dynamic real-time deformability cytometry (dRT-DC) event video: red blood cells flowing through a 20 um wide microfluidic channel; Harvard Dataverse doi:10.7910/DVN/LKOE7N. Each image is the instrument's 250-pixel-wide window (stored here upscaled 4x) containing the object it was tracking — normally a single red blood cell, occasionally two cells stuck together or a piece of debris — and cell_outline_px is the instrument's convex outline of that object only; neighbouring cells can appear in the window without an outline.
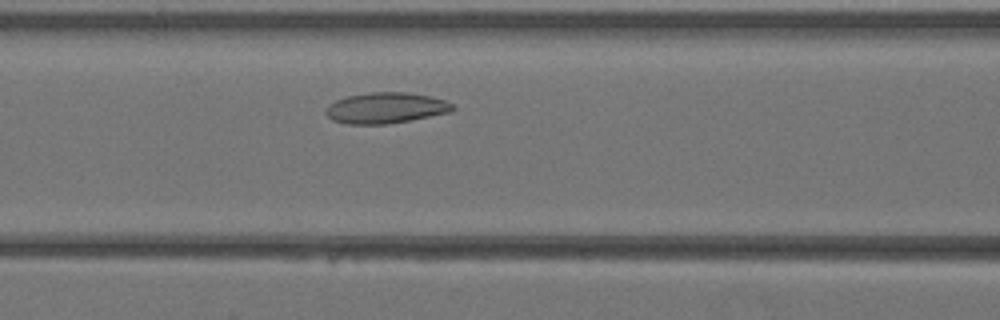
{"species": "Egyptian fruit bat (a non-hibernating species)", "species_latin": "Rousettus aegyptiacus", "temperature_condition": "warm", "stored_images_in_passage": 33, "camera_frame_rate_fps": 3000, "um_per_image_px": 0.085, "animal": {"sex": "female"}, "frame": {"image": 1, "passage_image": 9, "time_ms": 2.667, "image_size_px": [1000, 320], "cell_outline_px": [[456, 108], [452, 112], [388, 124], [344, 124], [332, 120], [324, 112], [328, 104], [336, 100], [348, 96], [372, 92], [404, 92], [432, 96], [448, 100]], "centroid_in_image_um": [32.81, 9.17], "position_along_channel_um": 133.8, "area_um2": 23.0}}
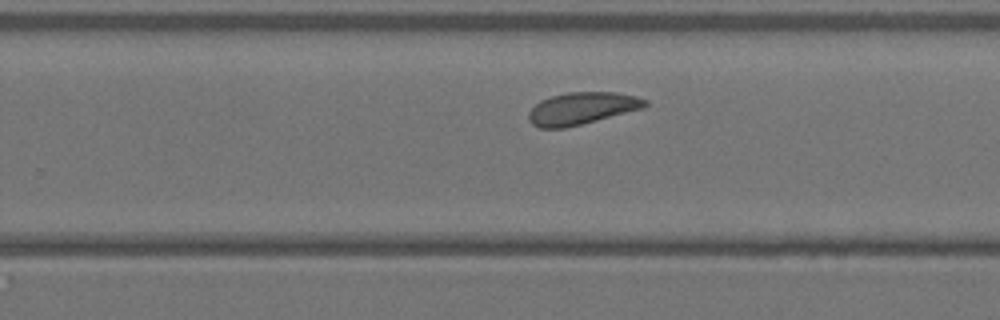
{"frame": {"image": 2, "passage_image": 18, "time_ms": 5.667, "image_size_px": [1000, 320], "cell_outline_px": [[648, 104], [644, 108], [564, 128], [540, 128], [532, 124], [528, 120], [528, 112], [540, 100], [552, 96], [568, 92], [616, 92], [636, 96], [648, 100]], "centroid_in_image_um": [49.45, 9.2], "position_along_channel_um": 280.3, "area_um2": 21.73}}
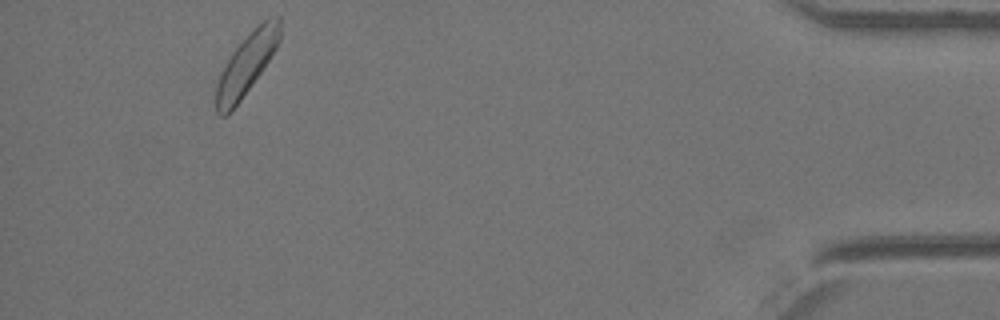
{"frame": {"image": 3, "passage_image": 30, "time_ms": 9.667, "image_size_px": [1000, 320], "cell_outline_px": [[280, 40], [276, 48], [260, 72], [240, 100], [228, 116], [220, 116], [216, 112], [216, 84], [232, 52], [268, 16], [280, 16]], "centroid_in_image_um": [20.95, 5.48], "position_along_channel_um": 414.2, "area_um2": 21.91}}